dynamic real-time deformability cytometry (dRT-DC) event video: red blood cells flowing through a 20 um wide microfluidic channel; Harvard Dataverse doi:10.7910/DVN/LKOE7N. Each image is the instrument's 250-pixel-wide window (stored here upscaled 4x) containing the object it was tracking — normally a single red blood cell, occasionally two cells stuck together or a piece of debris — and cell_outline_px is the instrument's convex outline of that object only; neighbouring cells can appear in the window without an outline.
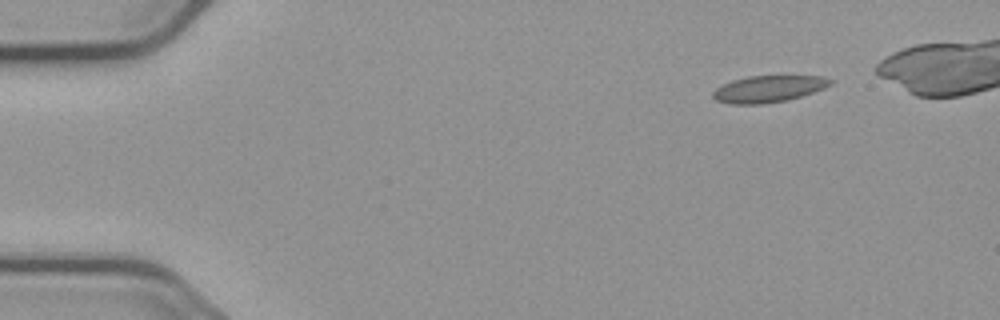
{"species": "common noctule bat (a hibernating species)", "species_latin": "Nyctalus noctula", "temperature_condition": "cold", "stored_images_in_passage": 5, "camera_frame_rate_fps": 3000, "um_per_image_px": 0.085, "animal": {"sex": "male", "body_mass_g": 23.1, "forearm_length_mm": 52.7}, "frame": {"image": 1, "passage_image": 1, "time_ms": 0.0, "image_size_px": [1000, 320], "cell_outline_px": [[832, 84], [824, 88], [788, 100], [760, 104], [732, 104], [716, 100], [712, 96], [712, 92], [716, 88], [732, 80], [748, 76], [820, 76], [832, 80]], "centroid_in_image_um": [65.29, 7.56], "position_along_channel_um": 19.7, "area_um2": 18.09}}